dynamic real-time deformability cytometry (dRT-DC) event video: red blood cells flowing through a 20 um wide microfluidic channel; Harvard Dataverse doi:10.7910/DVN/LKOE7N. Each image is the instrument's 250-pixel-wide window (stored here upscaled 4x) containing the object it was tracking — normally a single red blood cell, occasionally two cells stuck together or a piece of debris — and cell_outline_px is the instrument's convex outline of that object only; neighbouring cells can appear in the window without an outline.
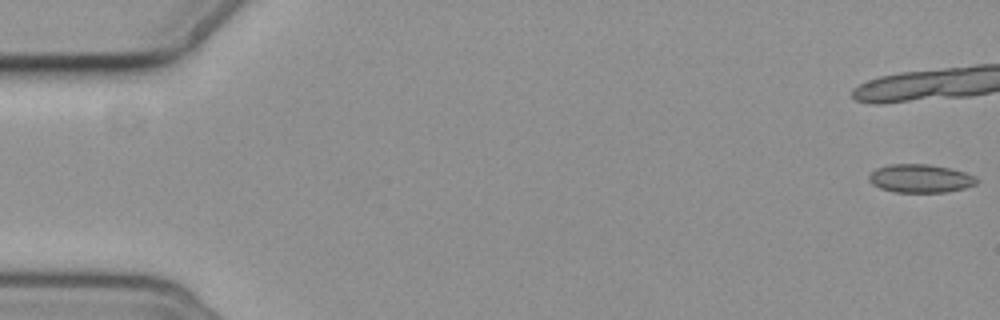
{"species": "common noctule bat (a hibernating species)", "species_latin": "Nyctalus noctula", "temperature_condition": "cold", "stored_images_in_passage": 8, "camera_frame_rate_fps": 3000, "um_per_image_px": 0.085, "animal": {"sex": "female", "body_mass_g": 19.3, "forearm_length_mm": 54.1}, "frame": {"image": 1, "passage_image": 1, "time_ms": 0.0, "image_size_px": [1000, 320], "cell_outline_px": [[980, 180], [976, 184], [964, 188], [944, 192], [896, 192], [880, 188], [872, 184], [868, 180], [868, 176], [876, 168], [888, 164], [928, 164], [948, 168], [964, 172], [976, 176]], "centroid_in_image_um": [78.22, 15.16], "position_along_channel_um": 6.8, "area_um2": 17.8}}